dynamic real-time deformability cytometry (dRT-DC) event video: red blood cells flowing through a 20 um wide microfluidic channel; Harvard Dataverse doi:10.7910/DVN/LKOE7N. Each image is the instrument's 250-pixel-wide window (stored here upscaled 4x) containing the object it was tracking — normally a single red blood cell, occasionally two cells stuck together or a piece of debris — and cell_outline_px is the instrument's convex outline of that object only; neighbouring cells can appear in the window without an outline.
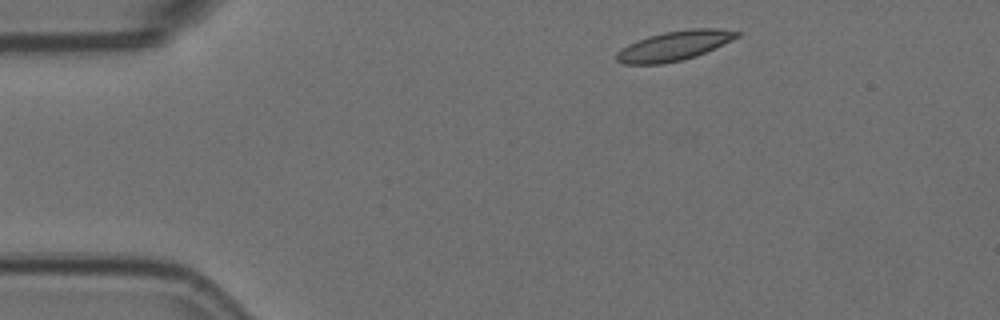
{"species": "Egyptian fruit bat (a non-hibernating species)", "species_latin": "Rousettus aegyptiacus", "temperature_condition": "room temperature", "stored_images_in_passage": 49, "camera_frame_rate_fps": 3000, "um_per_image_px": 0.085, "animal": {"sex": "female"}, "frame": {"image": 1, "passage_image": 1, "time_ms": 0.0, "image_size_px": [1000, 320], "cell_outline_px": [[740, 36], [732, 40], [696, 56], [664, 64], [624, 64], [616, 60], [616, 52], [628, 44], [636, 40], [648, 36], [664, 32], [692, 28], [720, 28], [740, 32]], "centroid_in_image_um": [57.3, 3.88], "position_along_channel_um": 27.7, "area_um2": 20.75}}
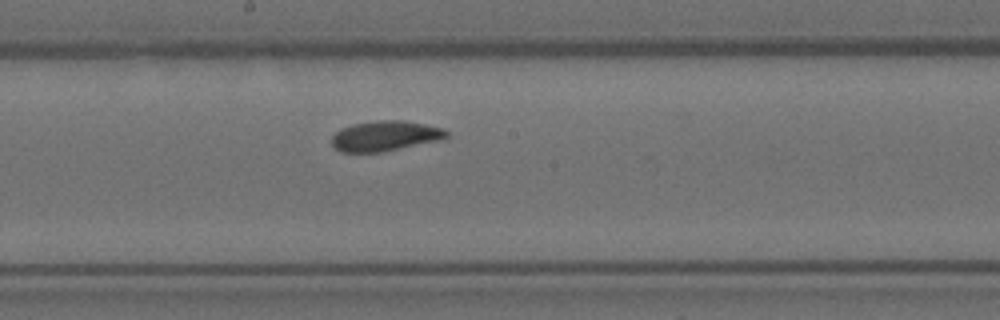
{"frame": {"image": 2, "passage_image": 22, "time_ms": 7.0, "image_size_px": [1000, 320], "cell_outline_px": [[448, 136], [444, 140], [380, 152], [340, 152], [332, 144], [332, 136], [340, 128], [352, 124], [376, 120], [404, 120], [444, 128], [448, 132]], "centroid_in_image_um": [32.77, 11.55], "position_along_channel_um": 215.4, "area_um2": 20.4}}
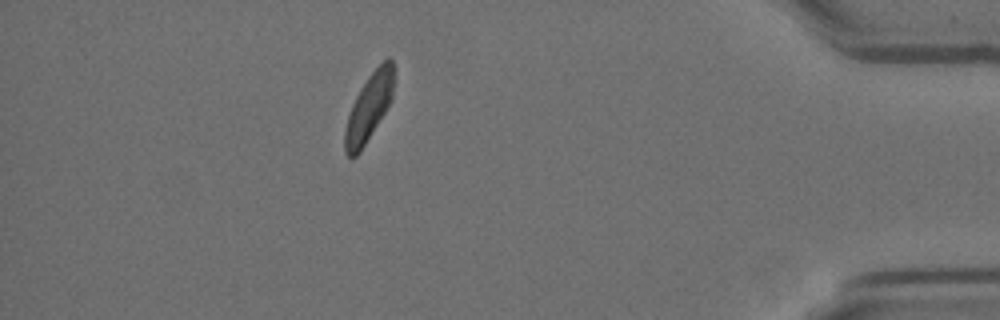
{"frame": {"image": 3, "passage_image": 42, "time_ms": 13.667, "image_size_px": [1000, 320], "cell_outline_px": [[396, 80], [392, 96], [384, 112], [360, 152], [356, 156], [348, 156], [344, 152], [344, 128], [352, 104], [360, 88], [368, 76], [388, 56], [392, 60]], "centroid_in_image_um": [31.36, 9.1], "position_along_channel_um": 403.8, "area_um2": 19.13}, "authors_computed_cell_mechanics": {"area_um2": 20.1144, "velocity_mm_per_s": 3.5494, "shape_relaxation_time_tau1_ms": 5.1949, "shape_relaxation_time_tau2_ms": 2.6731, "deformation_change_tau1": 0.1433, "deformation_change_tau2": 0.0718}}